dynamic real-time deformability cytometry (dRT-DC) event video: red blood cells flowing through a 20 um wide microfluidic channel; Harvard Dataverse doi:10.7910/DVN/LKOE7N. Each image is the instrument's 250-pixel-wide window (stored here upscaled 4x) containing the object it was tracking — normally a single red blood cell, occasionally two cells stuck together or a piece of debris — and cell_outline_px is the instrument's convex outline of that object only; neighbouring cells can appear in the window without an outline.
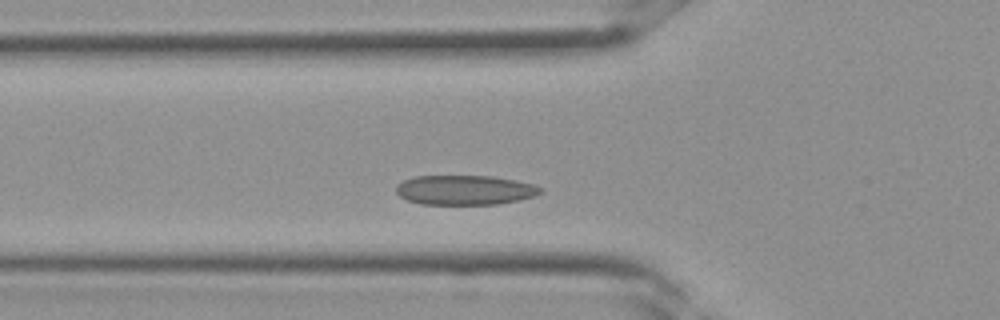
{"species": "Egyptian fruit bat (a non-hibernating species)", "species_latin": "Rousettus aegyptiacus", "temperature_condition": "room temperature", "stored_images_in_passage": 21, "camera_frame_rate_fps": 3000, "um_per_image_px": 0.085, "frame": {"image": 1, "passage_image": 3, "time_ms": 0.667, "image_size_px": [1000, 320], "cell_outline_px": [[544, 188], [536, 196], [520, 200], [496, 204], [420, 204], [408, 200], [400, 196], [396, 192], [396, 184], [404, 180], [416, 176], [492, 176], [532, 184]], "centroid_in_image_um": [39.5, 16.15], "position_along_channel_um": 86.3, "area_um2": 24.85}}
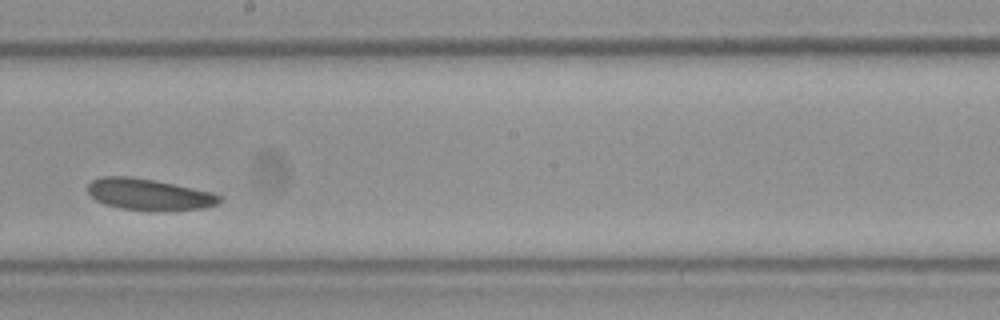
{"frame": {"image": 2, "passage_image": 11, "time_ms": 3.333, "image_size_px": [1000, 320], "cell_outline_px": [[220, 200], [216, 204], [204, 208], [160, 212], [148, 212], [120, 208], [104, 204], [96, 200], [88, 192], [88, 184], [92, 180], [104, 176], [128, 176], [156, 180], [212, 192], [220, 196]], "centroid_in_image_um": [12.65, 16.55], "position_along_channel_um": 235.5, "area_um2": 24.45}}
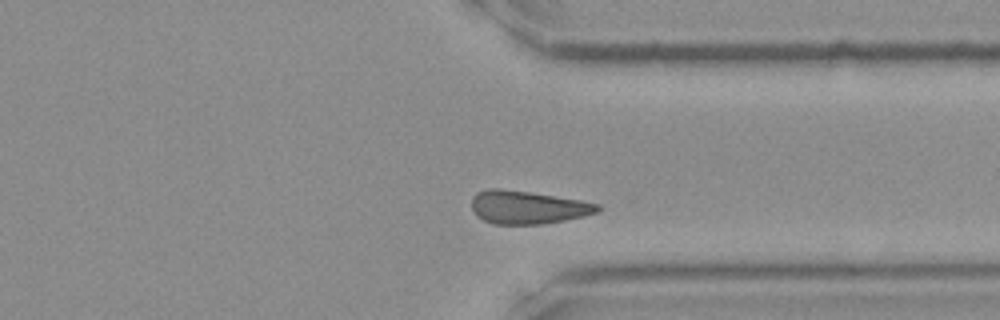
{"frame": {"image": 3, "passage_image": 18, "time_ms": 5.667, "image_size_px": [1000, 320], "cell_outline_px": [[604, 208], [600, 212], [584, 216], [564, 220], [540, 224], [492, 224], [476, 216], [472, 208], [472, 196], [476, 192], [488, 188], [500, 188], [528, 192], [580, 200], [600, 204]], "centroid_in_image_um": [44.86, 17.62], "position_along_channel_um": 366.5, "area_um2": 24.45}}